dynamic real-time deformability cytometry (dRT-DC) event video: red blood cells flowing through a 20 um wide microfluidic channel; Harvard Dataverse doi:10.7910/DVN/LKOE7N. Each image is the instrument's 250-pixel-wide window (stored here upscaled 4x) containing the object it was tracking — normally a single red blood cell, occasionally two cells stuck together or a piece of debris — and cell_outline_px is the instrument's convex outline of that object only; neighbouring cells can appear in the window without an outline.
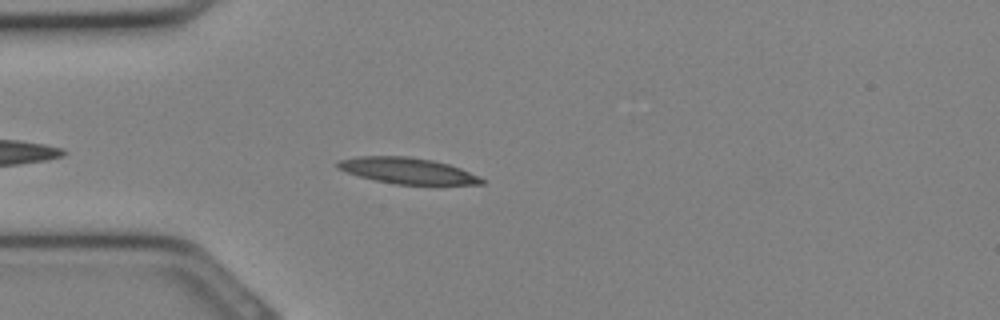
{"species": "Egyptian fruit bat (a non-hibernating species)", "species_latin": "Rousettus aegyptiacus", "temperature_condition": "cold", "stored_images_in_passage": 26, "camera_frame_rate_fps": 3000, "um_per_image_px": 0.085, "animal": {"sex": "female"}, "frame": {"image": 1, "passage_image": 3, "time_ms": 0.667, "image_size_px": [1000, 320], "cell_outline_px": [[484, 184], [440, 188], [396, 184], [376, 180], [360, 176], [336, 168], [336, 160], [356, 156], [408, 156], [432, 160], [448, 164], [460, 168], [480, 176], [484, 180]], "centroid_in_image_um": [34.76, 14.56], "position_along_channel_um": 50.2, "area_um2": 23.0}}
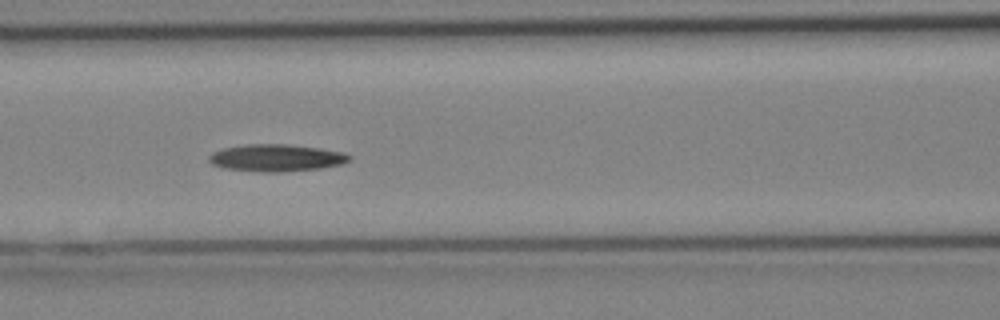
{"frame": {"image": 2, "passage_image": 8, "time_ms": 2.333, "image_size_px": [1000, 320], "cell_outline_px": [[352, 160], [340, 164], [320, 168], [280, 172], [268, 172], [224, 168], [212, 164], [208, 160], [208, 156], [212, 152], [224, 148], [244, 144], [288, 144], [320, 148], [344, 152], [352, 156]], "centroid_in_image_um": [23.5, 13.4], "position_along_channel_um": 143.1, "area_um2": 22.2}}
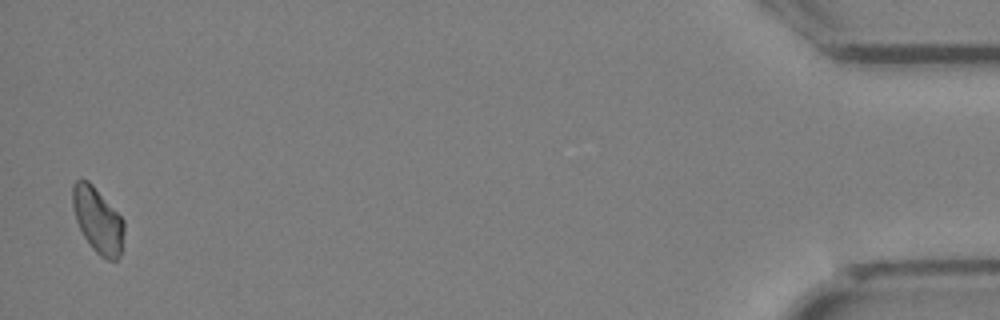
{"frame": {"image": 3, "passage_image": 26, "time_ms": 8.333, "image_size_px": [1000, 320], "cell_outline_px": [[124, 232], [120, 256], [116, 260], [108, 260], [100, 256], [92, 248], [84, 236], [76, 220], [72, 204], [72, 184], [80, 176], [88, 180], [92, 184], [124, 220]], "centroid_in_image_um": [8.3, 18.69], "position_along_channel_um": 426.9, "area_um2": 19.65}}